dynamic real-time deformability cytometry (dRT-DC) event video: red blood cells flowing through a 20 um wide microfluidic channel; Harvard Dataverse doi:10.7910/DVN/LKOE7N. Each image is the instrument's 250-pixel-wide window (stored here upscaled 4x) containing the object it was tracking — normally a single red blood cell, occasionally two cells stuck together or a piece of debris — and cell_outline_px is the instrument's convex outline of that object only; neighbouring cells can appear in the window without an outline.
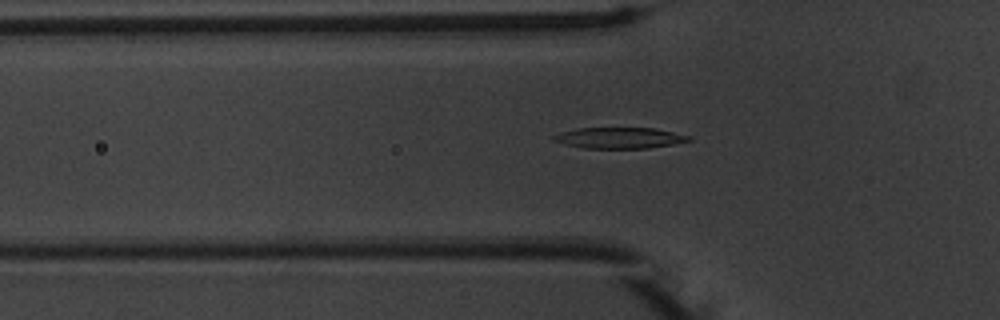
{"species": "common noctule bat (a hibernating species)", "species_latin": "Nyctalus noctula", "temperature_condition": "warm", "stored_images_in_passage": 46, "camera_frame_rate_fps": 3000, "um_per_image_px": 0.085, "animal": {"sex": "male", "body_mass_g": 20.1, "forearm_length_mm": 53.5}, "frame": {"image": 1, "passage_image": 10, "time_ms": 3.0, "image_size_px": [1000, 320], "cell_outline_px": [[692, 140], [672, 144], [648, 148], [584, 148], [564, 144], [552, 140], [552, 136], [576, 128], [656, 128], [692, 136]], "centroid_in_image_um": [52.68, 11.72], "position_along_channel_um": 73.1, "area_um2": 16.47}}
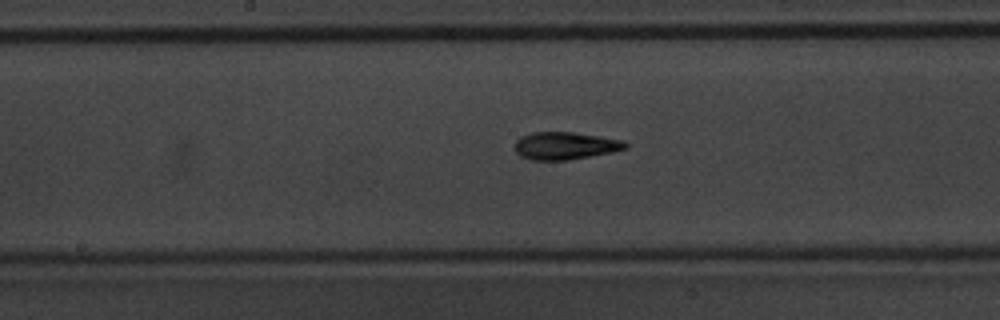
{"frame": {"image": 2, "passage_image": 20, "time_ms": 6.333, "image_size_px": [1000, 320], "cell_outline_px": [[628, 148], [612, 152], [568, 160], [532, 160], [520, 156], [512, 148], [516, 140], [520, 136], [532, 132], [572, 132], [600, 136], [624, 140], [628, 144]], "centroid_in_image_um": [48.01, 12.38], "position_along_channel_um": 200.2, "area_um2": 17.98}}
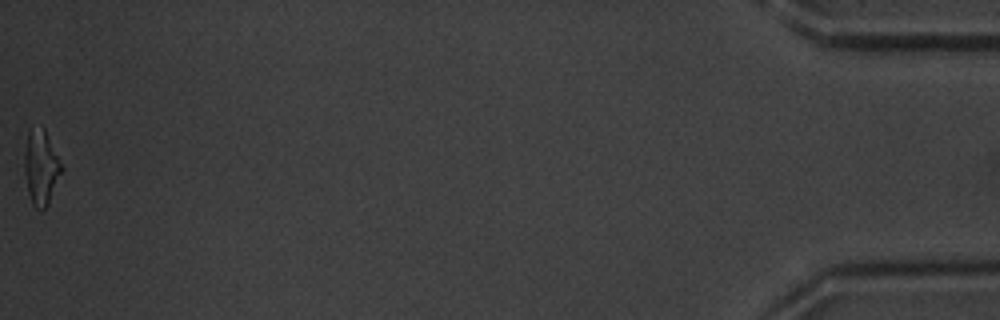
{"frame": {"image": 3, "passage_image": 46, "time_ms": 15.0, "image_size_px": [1000, 320], "cell_outline_px": [[64, 168], [48, 204], [44, 208], [36, 208], [32, 204], [28, 192], [24, 172], [24, 152], [28, 132], [44, 128]], "centroid_in_image_um": [3.49, 14.26], "position_along_channel_um": 431.7, "area_um2": 15.9}, "authors_computed_cell_mechanics": {"area_um2": 16.9065, "velocity_mm_per_s": 3.78, "shape_relaxation_time_tau1_ms": 4.7792, "shape_relaxation_time_tau2_ms": 2.704, "deformation_change_tau1": 0.2016, "deformation_change_tau2": 0.1193}}